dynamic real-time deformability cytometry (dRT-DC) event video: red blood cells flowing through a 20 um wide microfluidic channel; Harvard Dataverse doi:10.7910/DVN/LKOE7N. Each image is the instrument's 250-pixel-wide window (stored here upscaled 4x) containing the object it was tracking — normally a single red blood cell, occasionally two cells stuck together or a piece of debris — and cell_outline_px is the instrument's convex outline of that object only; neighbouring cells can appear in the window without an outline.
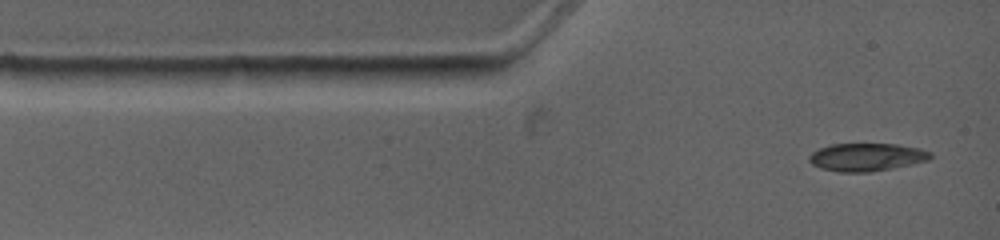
{"species": "common noctule bat (a hibernating species)", "species_latin": "Nyctalus noctula", "temperature_condition": "warm", "stored_images_in_passage": 3, "camera_frame_rate_fps": 4500, "um_per_image_px": 0.085, "animal": {"sex": "female", "body_mass_g": 19.0, "forearm_length_mm": 53.3}, "frame": {"image": 1, "passage_image": 1, "time_ms": 0.0, "image_size_px": [1000, 240], "cell_outline_px": [[932, 156], [928, 160], [912, 164], [868, 172], [840, 172], [820, 168], [812, 164], [808, 160], [808, 156], [812, 152], [820, 148], [832, 144], [896, 144], [920, 148], [932, 152]], "centroid_in_image_um": [73.65, 13.35], "position_along_channel_um": 11.3, "area_um2": 19.65}}
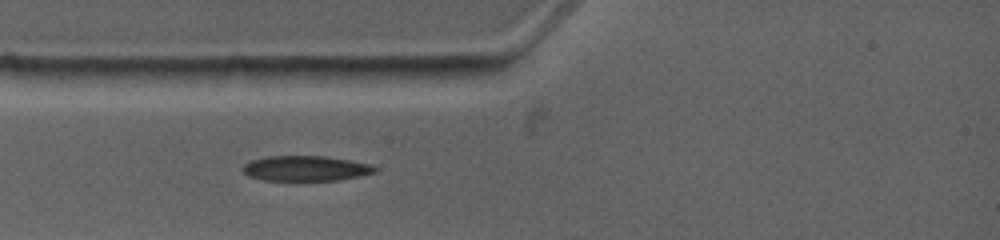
{"frame": {"image": 2, "passage_image": 3, "time_ms": 2.0, "image_size_px": [1000, 240], "cell_outline_px": [[376, 172], [336, 180], [264, 180], [248, 176], [240, 168], [244, 164], [252, 160], [264, 156], [328, 156], [368, 164], [376, 168]], "centroid_in_image_um": [25.9, 14.3], "position_along_channel_um": 59.1, "area_um2": 19.19}}